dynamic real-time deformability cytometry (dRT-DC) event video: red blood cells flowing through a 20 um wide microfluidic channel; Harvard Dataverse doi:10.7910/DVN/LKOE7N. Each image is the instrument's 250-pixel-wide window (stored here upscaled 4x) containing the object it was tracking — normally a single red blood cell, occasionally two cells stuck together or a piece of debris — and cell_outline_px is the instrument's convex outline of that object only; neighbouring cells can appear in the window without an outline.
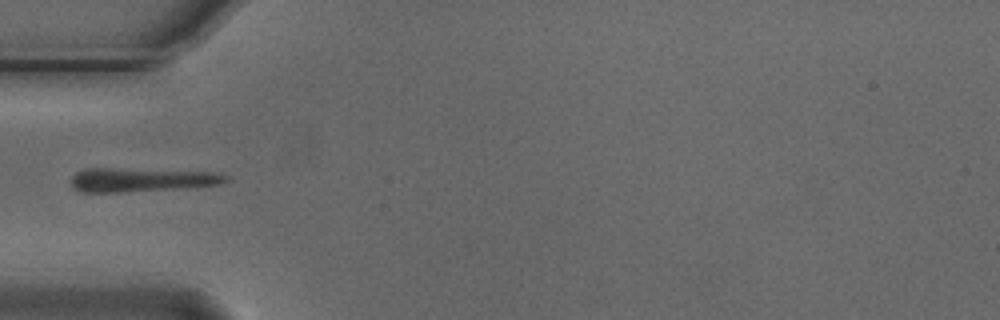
{"species": "Egyptian fruit bat (a non-hibernating species)", "species_latin": "Rousettus aegyptiacus", "temperature_condition": "cold", "stored_images_in_passage": 1, "camera_frame_rate_fps": 3000, "um_per_image_px": 0.085, "animal": {"sex": "male"}, "frame": {"image": 1, "passage_image": 1, "time_ms": 0.0, "image_size_px": [1000, 320], "cell_outline_px": [[232, 180], [220, 184], [172, 188], [120, 192], [80, 192], [72, 188], [72, 176], [76, 172], [84, 168], [112, 168], [220, 172], [232, 176]], "centroid_in_image_um": [12.05, 15.26], "position_along_channel_um": 73.0, "area_um2": 21.56}}